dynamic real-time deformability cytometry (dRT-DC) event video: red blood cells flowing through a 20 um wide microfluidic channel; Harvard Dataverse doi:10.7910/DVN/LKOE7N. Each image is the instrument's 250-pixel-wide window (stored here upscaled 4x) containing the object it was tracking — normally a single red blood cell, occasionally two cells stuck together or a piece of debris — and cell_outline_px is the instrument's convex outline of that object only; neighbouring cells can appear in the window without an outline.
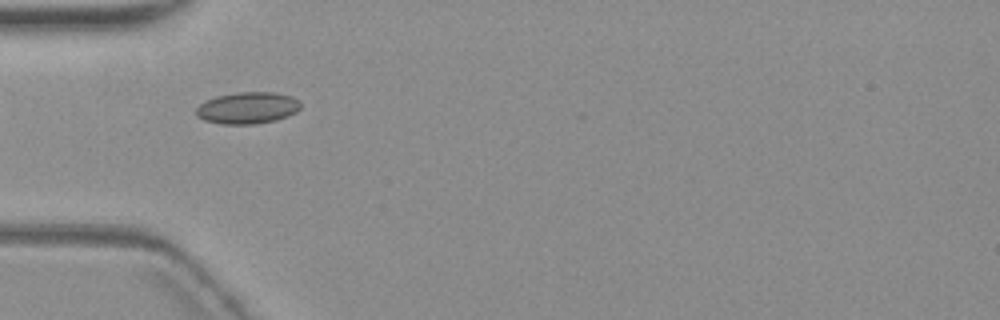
{"species": "common noctule bat (a hibernating species)", "species_latin": "Nyctalus noctula", "temperature_condition": "warm", "stored_images_in_passage": 5, "camera_frame_rate_fps": 3000, "um_per_image_px": 0.085, "animal": {"sex": "female", "body_mass_g": 19.3, "forearm_length_mm": 54.1}, "frame": {"image": 1, "passage_image": 3, "time_ms": 2.333, "image_size_px": [1000, 320], "cell_outline_px": [[300, 108], [296, 112], [288, 116], [276, 120], [252, 124], [224, 124], [204, 120], [196, 116], [196, 108], [200, 104], [216, 96], [236, 92], [276, 92], [292, 96], [300, 100]], "centroid_in_image_um": [21.07, 9.16], "position_along_channel_um": 63.9, "area_um2": 19.36}}
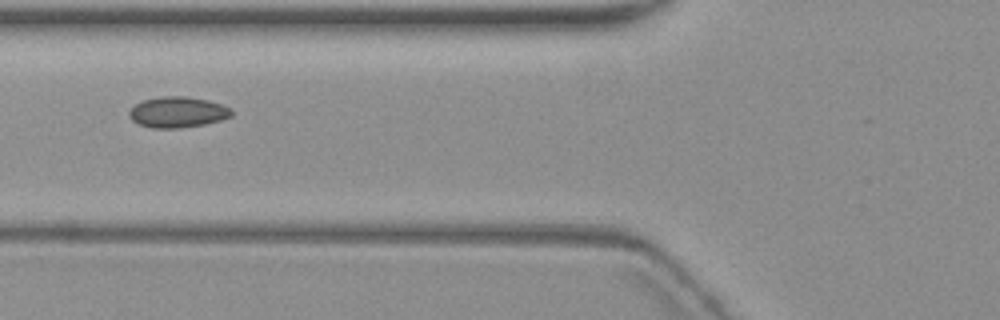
{"frame": {"image": 2, "passage_image": 4, "time_ms": 3.667, "image_size_px": [1000, 320], "cell_outline_px": [[232, 116], [220, 120], [204, 124], [180, 128], [152, 128], [140, 124], [132, 120], [128, 116], [128, 112], [140, 100], [160, 96], [184, 96], [208, 100], [232, 108]], "centroid_in_image_um": [15.08, 9.52], "position_along_channel_um": 110.7, "area_um2": 18.44}}
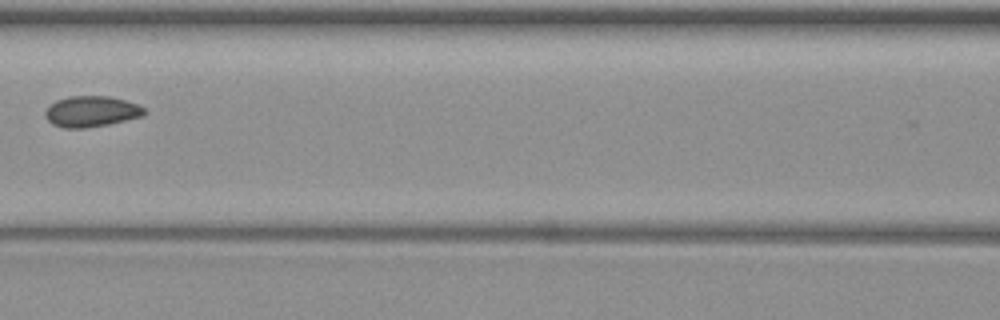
{"frame": {"image": 3, "passage_image": 5, "time_ms": 5.0, "image_size_px": [1000, 320], "cell_outline_px": [[144, 116], [108, 124], [84, 128], [64, 128], [52, 124], [44, 116], [44, 112], [56, 100], [68, 96], [108, 96], [124, 100], [136, 104], [144, 108]], "centroid_in_image_um": [7.73, 9.48], "position_along_channel_um": 158.9, "area_um2": 17.69}}